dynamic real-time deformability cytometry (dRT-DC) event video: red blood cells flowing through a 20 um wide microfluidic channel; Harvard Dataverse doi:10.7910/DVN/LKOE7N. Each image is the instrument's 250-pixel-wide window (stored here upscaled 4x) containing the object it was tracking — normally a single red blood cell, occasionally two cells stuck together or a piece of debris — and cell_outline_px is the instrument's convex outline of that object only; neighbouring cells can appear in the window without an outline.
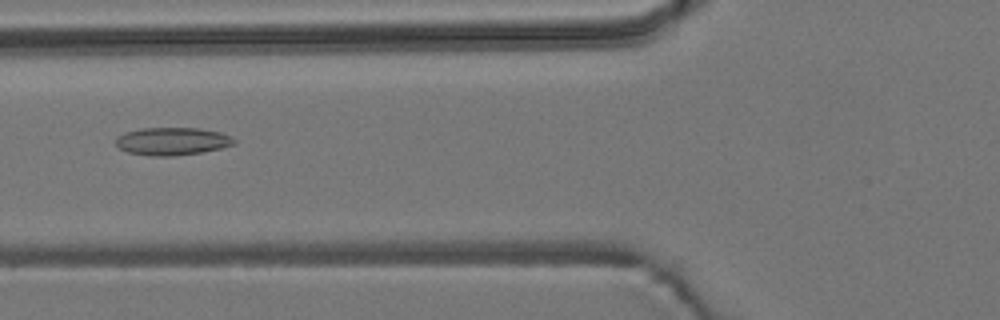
{"species": "common noctule bat (a hibernating species)", "species_latin": "Nyctalus noctula", "temperature_condition": "room temperature", "stored_images_in_passage": 5, "camera_frame_rate_fps": 3000, "um_per_image_px": 0.085, "animal": {"sex": "male", "body_mass_g": 19.2, "forearm_length_mm": 51.8}, "frame": {"image": 1, "passage_image": 5, "time_ms": 1.333, "image_size_px": [1000, 320], "cell_outline_px": [[236, 144], [204, 152], [172, 156], [152, 156], [128, 152], [120, 148], [116, 144], [116, 136], [124, 132], [140, 128], [196, 128], [220, 132], [232, 136], [236, 140]], "centroid_in_image_um": [14.65, 12.0], "position_along_channel_um": 111.2, "area_um2": 19.25}}